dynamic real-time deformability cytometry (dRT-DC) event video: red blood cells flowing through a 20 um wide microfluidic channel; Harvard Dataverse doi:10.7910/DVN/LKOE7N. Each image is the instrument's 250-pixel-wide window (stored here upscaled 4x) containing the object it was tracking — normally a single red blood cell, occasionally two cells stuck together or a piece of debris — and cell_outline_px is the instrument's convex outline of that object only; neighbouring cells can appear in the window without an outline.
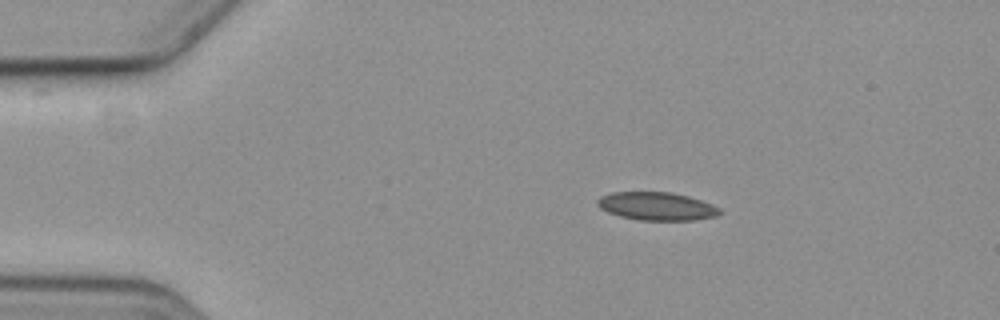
{"species": "common noctule bat (a hibernating species)", "species_latin": "Nyctalus noctula", "temperature_condition": "cold", "stored_images_in_passage": 2, "camera_frame_rate_fps": 3000, "um_per_image_px": 0.085, "animal": {"sex": "female", "body_mass_g": 19.3, "forearm_length_mm": 54.1}, "frame": {"image": 1, "passage_image": 1, "time_ms": 0.0, "image_size_px": [1000, 320], "cell_outline_px": [[724, 212], [716, 216], [692, 220], [640, 220], [620, 216], [608, 212], [600, 208], [596, 204], [596, 200], [600, 196], [612, 192], [672, 192], [688, 196], [712, 204], [720, 208]], "centroid_in_image_um": [55.82, 17.52], "position_along_channel_um": 29.2, "area_um2": 20.11}}